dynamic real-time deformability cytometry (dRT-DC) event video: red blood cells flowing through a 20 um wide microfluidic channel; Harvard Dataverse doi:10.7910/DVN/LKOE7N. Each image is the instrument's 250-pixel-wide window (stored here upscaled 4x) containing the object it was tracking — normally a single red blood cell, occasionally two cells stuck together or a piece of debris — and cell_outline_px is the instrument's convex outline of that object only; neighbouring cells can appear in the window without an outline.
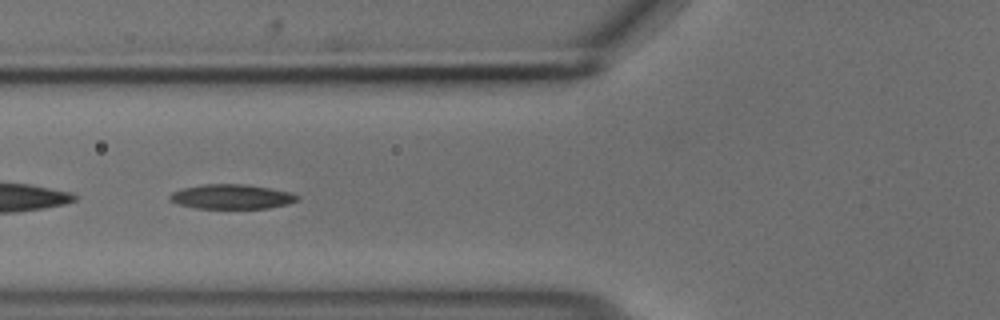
{"species": "common noctule bat (a hibernating species)", "species_latin": "Nyctalus noctula", "temperature_condition": "cold", "stored_images_in_passage": 54, "segment_of_instrument_passage": [2, 2], "camera_frame_rate_fps": 3000, "um_per_image_px": 0.085, "animal": {"sex": "male", "body_mass_g": 18.8}, "frame": {"image": 1, "passage_image": 21, "time_ms": 6.667, "image_size_px": [1000, 320], "cell_outline_px": [[300, 200], [288, 204], [268, 208], [196, 208], [180, 204], [168, 200], [168, 196], [172, 192], [184, 188], [204, 184], [244, 184], [292, 192], [300, 196]], "centroid_in_image_um": [19.72, 16.72], "position_along_channel_um": 106.1, "area_um2": 18.26}}
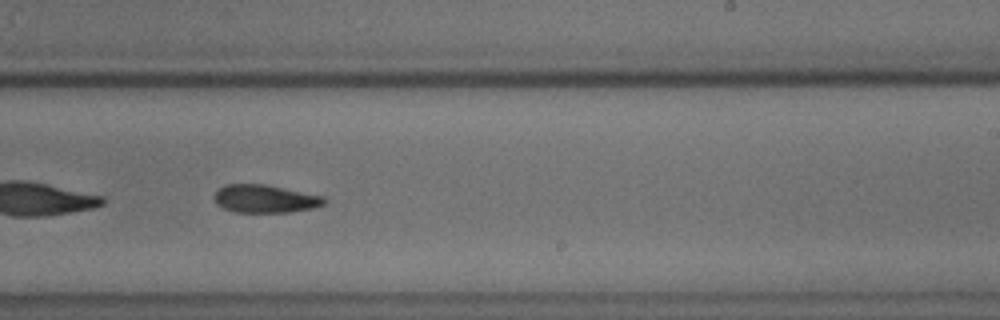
{"frame": {"image": 2, "passage_image": 34, "time_ms": 11.0, "image_size_px": [1000, 320], "cell_outline_px": [[328, 200], [324, 204], [316, 208], [292, 212], [236, 212], [224, 208], [216, 204], [212, 196], [224, 184], [264, 184], [324, 196]], "centroid_in_image_um": [22.55, 16.9], "position_along_channel_um": 266.5, "area_um2": 18.09}}
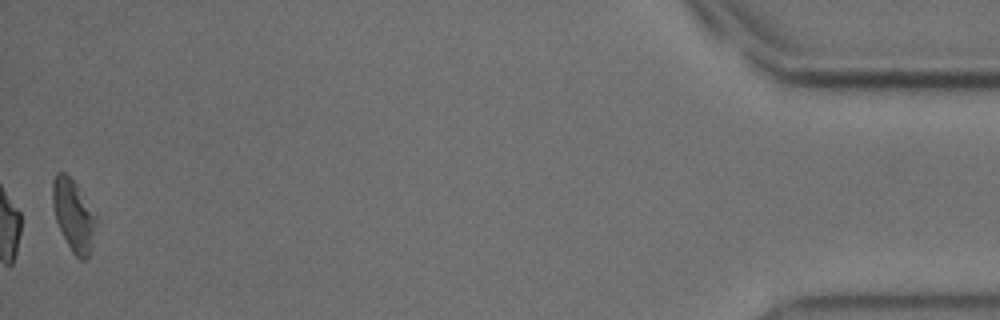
{"frame": {"image": 3, "passage_image": 54, "time_ms": 17.667, "image_size_px": [1000, 320], "cell_outline_px": [[100, 220], [88, 256], [84, 260], [80, 260], [72, 252], [56, 220], [52, 204], [52, 180], [56, 172], [64, 172], [76, 184]], "centroid_in_image_um": [6.28, 18.29], "position_along_channel_um": 428.9, "area_um2": 18.32}}